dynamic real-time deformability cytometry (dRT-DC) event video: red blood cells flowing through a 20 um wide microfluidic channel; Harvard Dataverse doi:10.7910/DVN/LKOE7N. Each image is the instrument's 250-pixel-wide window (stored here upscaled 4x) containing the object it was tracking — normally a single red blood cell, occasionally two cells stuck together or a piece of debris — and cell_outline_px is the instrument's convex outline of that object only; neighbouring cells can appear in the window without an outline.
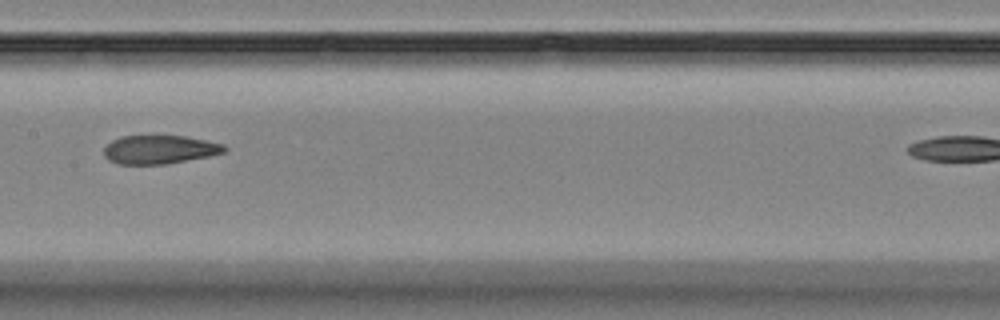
{"species": "Egyptian fruit bat (a non-hibernating species)", "species_latin": "Rousettus aegyptiacus", "temperature_condition": "room temperature", "stored_images_in_passage": 12, "camera_frame_rate_fps": 3000, "um_per_image_px": 0.085, "animal": {"sex": "female"}, "frame": {"image": 1, "passage_image": 6, "time_ms": 6.667, "image_size_px": [1000, 320], "cell_outline_px": [[228, 148], [224, 152], [208, 156], [168, 164], [116, 164], [108, 160], [104, 156], [104, 148], [112, 140], [120, 136], [188, 136], [224, 144]], "centroid_in_image_um": [13.56, 12.71], "position_along_channel_um": 193.8, "area_um2": 20.17}}
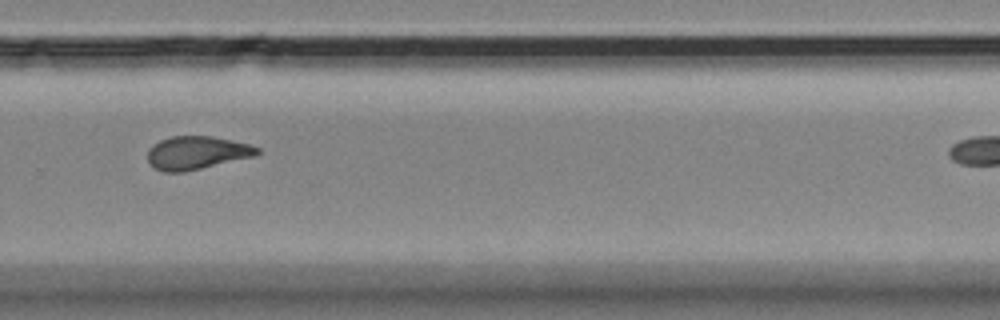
{"frame": {"image": 2, "passage_image": 9, "time_ms": 10.0, "image_size_px": [1000, 320], "cell_outline_px": [[260, 152], [256, 156], [184, 172], [164, 172], [156, 168], [148, 160], [148, 148], [152, 144], [160, 140], [172, 136], [212, 136], [248, 144], [260, 148]], "centroid_in_image_um": [16.73, 12.98], "position_along_channel_um": 313.1, "area_um2": 21.15}}
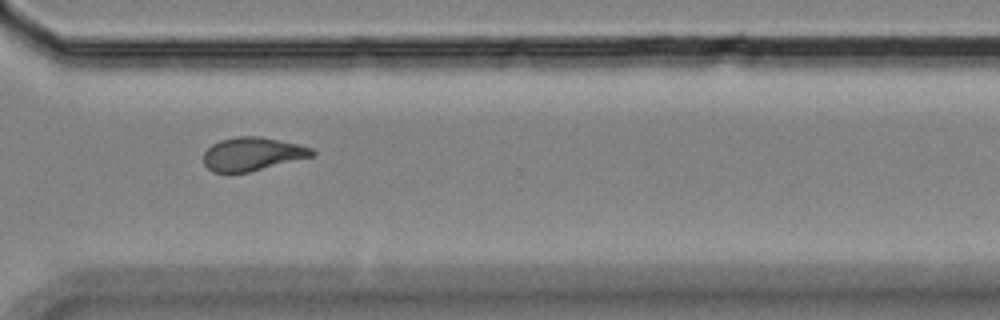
{"frame": {"image": 3, "passage_image": 10, "time_ms": 11.0, "image_size_px": [1000, 320], "cell_outline_px": [[316, 152], [312, 156], [248, 172], [212, 172], [204, 164], [204, 152], [212, 144], [220, 140], [236, 136], [260, 136], [296, 144], [312, 148]], "centroid_in_image_um": [21.41, 13.08], "position_along_channel_um": 349.2, "area_um2": 20.81}}